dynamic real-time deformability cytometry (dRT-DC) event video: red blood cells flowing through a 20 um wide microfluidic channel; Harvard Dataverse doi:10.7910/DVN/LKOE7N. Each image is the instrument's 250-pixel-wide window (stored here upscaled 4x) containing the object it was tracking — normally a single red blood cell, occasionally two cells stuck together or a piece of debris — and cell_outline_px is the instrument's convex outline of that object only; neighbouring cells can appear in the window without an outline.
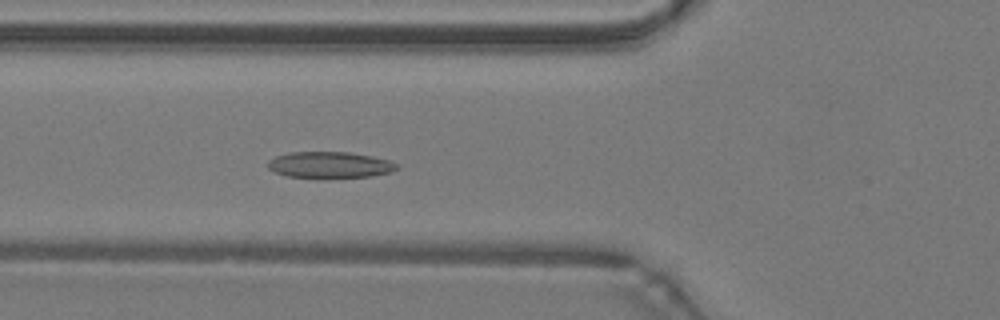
{"species": "common noctule bat (a hibernating species)", "species_latin": "Nyctalus noctula", "temperature_condition": "warm", "stored_images_in_passage": 40, "camera_frame_rate_fps": 3000, "um_per_image_px": 0.085, "animal": {"sex": "male", "body_mass_g": 19.2, "forearm_length_mm": 51.8}, "frame": {"image": 1, "passage_image": 16, "time_ms": 5.0, "image_size_px": [1000, 320], "cell_outline_px": [[400, 168], [392, 172], [372, 176], [288, 176], [276, 172], [268, 168], [268, 160], [276, 156], [288, 152], [348, 152], [372, 156], [388, 160], [400, 164]], "centroid_in_image_um": [28.08, 13.98], "position_along_channel_um": 97.7, "area_um2": 19.31}}
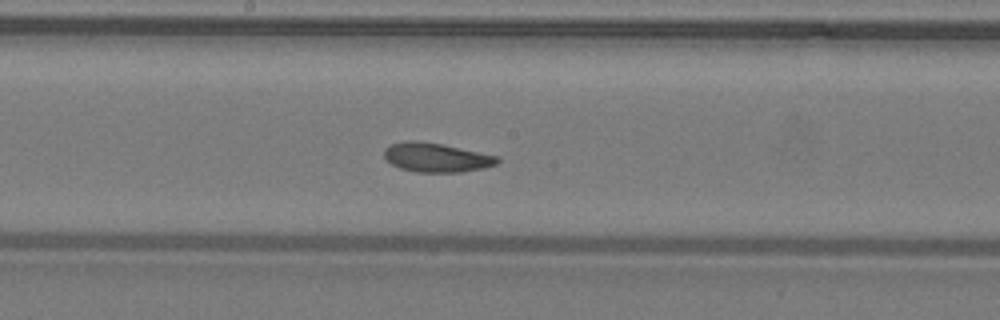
{"frame": {"image": 2, "passage_image": 24, "time_ms": 7.667, "image_size_px": [1000, 320], "cell_outline_px": [[500, 160], [496, 164], [484, 168], [460, 172], [416, 172], [400, 168], [392, 164], [384, 156], [384, 148], [392, 144], [404, 140], [416, 140], [440, 144], [500, 156]], "centroid_in_image_um": [37.09, 13.38], "position_along_channel_um": 211.1, "area_um2": 19.19}}
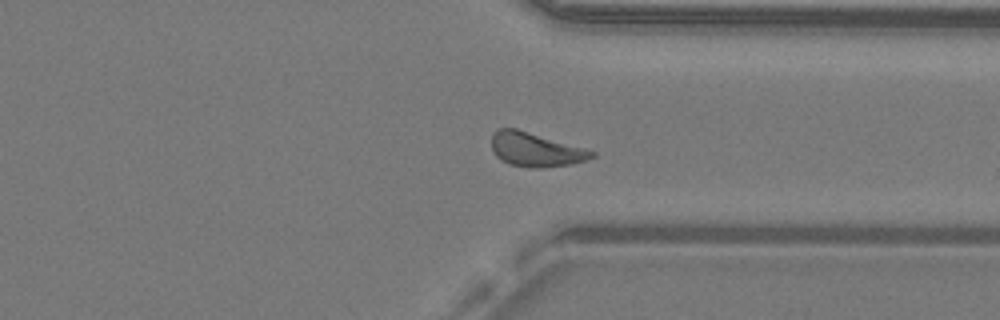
{"frame": {"image": 3, "passage_image": 35, "time_ms": 11.333, "image_size_px": [1000, 320], "cell_outline_px": [[596, 156], [572, 164], [540, 168], [536, 168], [508, 164], [500, 160], [496, 156], [492, 148], [492, 132], [496, 128], [516, 128], [584, 148], [596, 152]], "centroid_in_image_um": [45.49, 12.71], "position_along_channel_um": 365.9, "area_um2": 19.83}, "authors_computed_cell_mechanics": {"area_um2": 19.8254, "velocity_mm_per_s": 4.2295, "shape_relaxation_time_tau1_ms": 3.4647, "shape_relaxation_time_tau2_ms": 2.4209, "deformation_change_tau1": 0.1113, "deformation_change_tau2": 0.079}}